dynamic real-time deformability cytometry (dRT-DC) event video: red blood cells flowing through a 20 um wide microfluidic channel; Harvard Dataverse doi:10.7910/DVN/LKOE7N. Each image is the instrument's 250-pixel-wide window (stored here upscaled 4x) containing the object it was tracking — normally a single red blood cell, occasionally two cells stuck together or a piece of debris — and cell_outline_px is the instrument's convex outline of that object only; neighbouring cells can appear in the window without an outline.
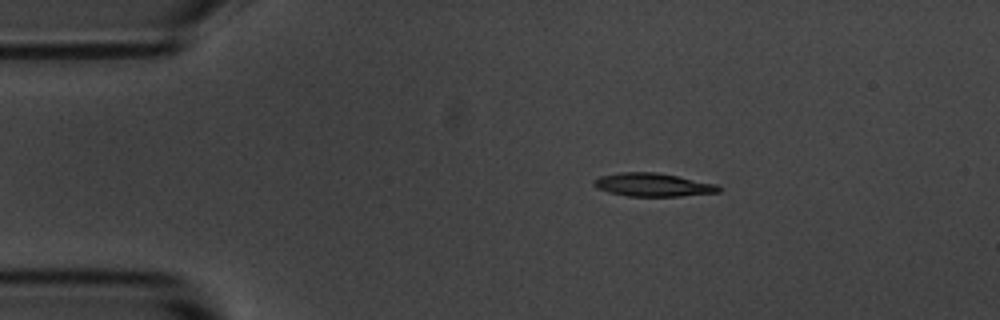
{"species": "common noctule bat (a hibernating species)", "species_latin": "Nyctalus noctula", "temperature_condition": "room temperature", "stored_images_in_passage": 46, "camera_frame_rate_fps": 3000, "um_per_image_px": 0.085, "animal": {"sex": "male", "body_mass_g": 20.1, "forearm_length_mm": 53.5}, "frame": {"image": 1, "passage_image": 1, "time_ms": 0.0, "image_size_px": [1000, 320], "cell_outline_px": [[720, 192], [680, 196], [628, 196], [608, 192], [596, 188], [592, 184], [592, 180], [600, 176], [624, 172], [656, 172], [716, 184], [720, 188]], "centroid_in_image_um": [55.44, 15.71], "position_along_channel_um": 29.6, "area_um2": 16.82}}
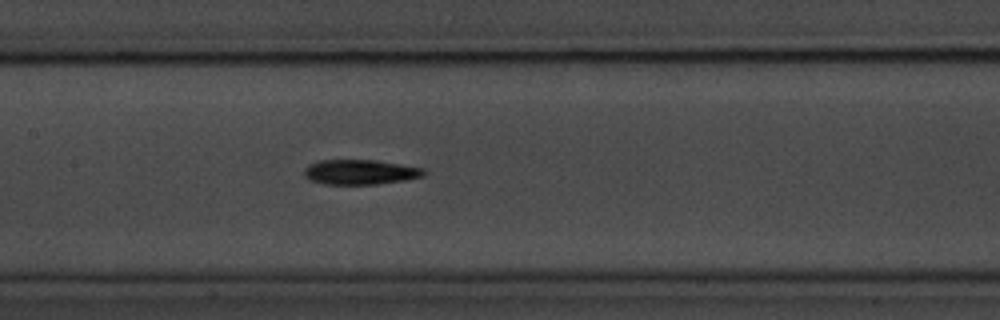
{"frame": {"image": 2, "passage_image": 17, "time_ms": 5.333, "image_size_px": [1000, 320], "cell_outline_px": [[428, 172], [424, 176], [404, 180], [376, 184], [324, 184], [308, 180], [304, 176], [304, 168], [308, 164], [316, 160], [376, 160], [424, 168]], "centroid_in_image_um": [30.59, 14.62], "position_along_channel_um": 176.8, "area_um2": 17.57}}
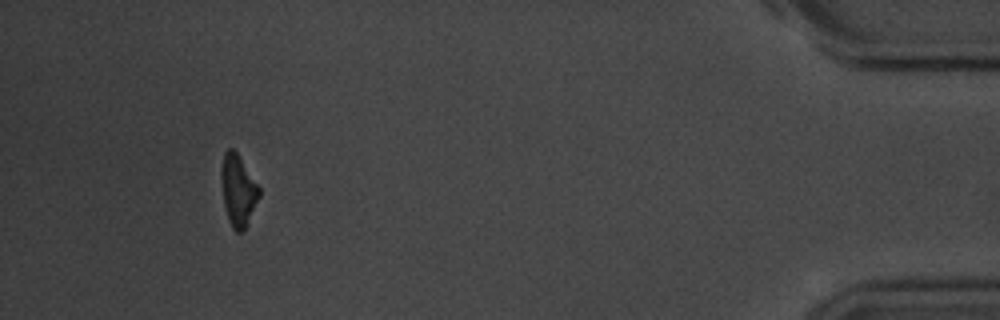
{"frame": {"image": 3, "passage_image": 42, "time_ms": 13.667, "image_size_px": [1000, 320], "cell_outline_px": [[260, 196], [244, 232], [236, 232], [232, 228], [228, 220], [224, 204], [220, 176], [220, 172], [224, 152], [228, 148], [232, 148], [236, 152], [260, 188]], "centroid_in_image_um": [20.23, 16.21], "position_along_channel_um": 415.0, "area_um2": 15.78}, "authors_computed_cell_mechanics": {"area_um2": 16.6753, "velocity_mm_per_s": 3.6669, "shape_relaxation_time_tau1_ms": 2.9117, "shape_relaxation_time_tau2_ms": null, "deformation_change_tau1": 0.1569, "deformation_change_tau2": null}}